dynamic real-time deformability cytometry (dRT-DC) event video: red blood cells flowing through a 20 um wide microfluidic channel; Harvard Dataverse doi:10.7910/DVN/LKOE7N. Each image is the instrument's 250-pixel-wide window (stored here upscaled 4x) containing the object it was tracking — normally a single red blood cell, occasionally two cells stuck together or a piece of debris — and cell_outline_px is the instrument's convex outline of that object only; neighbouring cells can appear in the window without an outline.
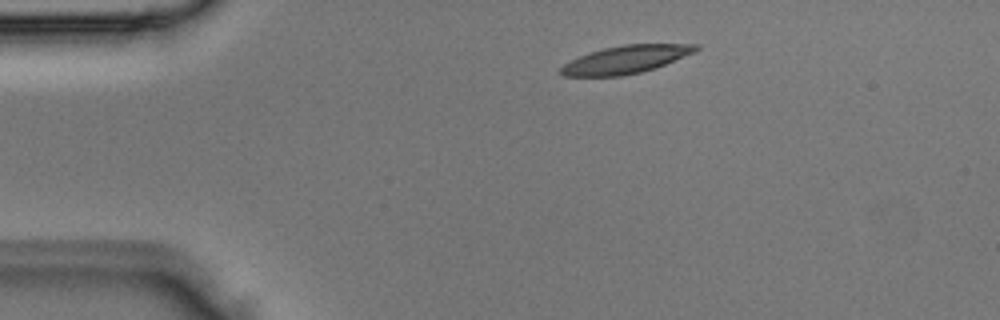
{"species": "Egyptian fruit bat (a non-hibernating species)", "species_latin": "Rousettus aegyptiacus", "temperature_condition": "room temperature", "stored_images_in_passage": 1, "camera_frame_rate_fps": 3000, "um_per_image_px": 0.085, "animal": {"sex": "male"}, "frame": {"image": 1, "passage_image": 1, "time_ms": 0.0, "image_size_px": [1000, 320], "cell_outline_px": [[700, 48], [696, 52], [656, 68], [624, 76], [564, 76], [560, 72], [560, 68], [564, 64], [588, 52], [604, 48], [624, 44], [700, 44]], "centroid_in_image_um": [53.24, 5.05], "position_along_channel_um": 31.8, "area_um2": 21.96}}